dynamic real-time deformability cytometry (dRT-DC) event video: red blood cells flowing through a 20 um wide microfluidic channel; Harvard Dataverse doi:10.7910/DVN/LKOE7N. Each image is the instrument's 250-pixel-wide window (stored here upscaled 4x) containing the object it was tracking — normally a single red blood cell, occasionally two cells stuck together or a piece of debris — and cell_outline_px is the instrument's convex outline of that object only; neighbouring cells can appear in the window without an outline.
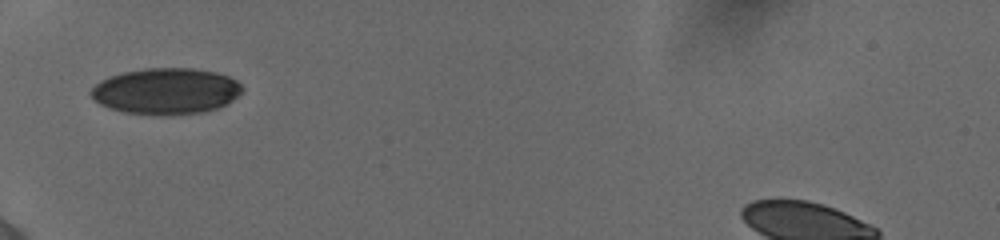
{"species": "human", "species_latin": "Homo sapiens", "temperature_condition": "cold", "stored_images_in_passage": 9, "camera_frame_rate_fps": 3000, "um_per_image_px": 0.085, "donor": {"sex": "female"}, "frame": {"image": 1, "passage_image": 1, "time_ms": 0.0, "image_size_px": [1000, 240], "cell_outline_px": [[244, 88], [232, 100], [216, 108], [204, 112], [160, 116], [124, 112], [100, 104], [88, 92], [100, 80], [108, 76], [124, 72], [144, 68], [192, 68], [216, 72], [228, 76], [236, 80]], "centroid_in_image_um": [14.09, 7.74], "position_along_channel_um": 70.9, "area_um2": 40.69}}
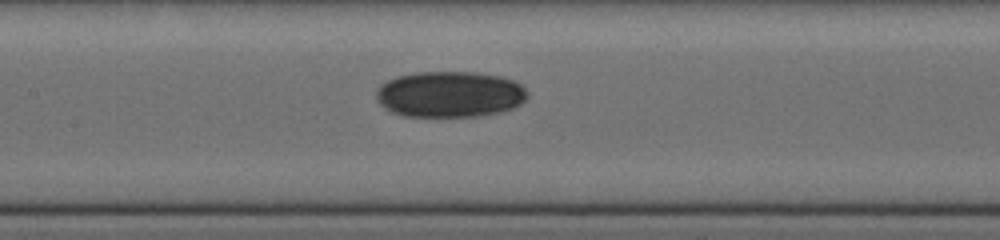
{"frame": {"image": 2, "passage_image": 6, "time_ms": 2.667, "image_size_px": [1000, 240], "cell_outline_px": [[528, 96], [520, 104], [504, 112], [480, 116], [404, 116], [392, 112], [384, 108], [376, 100], [376, 92], [380, 84], [396, 76], [416, 72], [476, 72], [500, 76], [516, 80], [528, 92]], "centroid_in_image_um": [38.24, 8.01], "position_along_channel_um": 169.2, "area_um2": 40.98}}
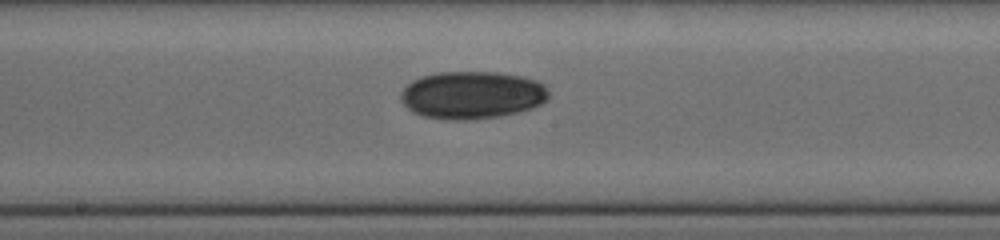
{"frame": {"image": 3, "passage_image": 8, "time_ms": 3.667, "image_size_px": [1000, 240], "cell_outline_px": [[548, 100], [532, 108], [500, 116], [464, 120], [456, 120], [424, 116], [412, 112], [400, 100], [400, 92], [412, 80], [420, 76], [436, 72], [496, 72], [524, 76], [536, 80], [544, 84], [548, 92]], "centroid_in_image_um": [40.12, 8.06], "position_along_channel_um": 208.1, "area_um2": 41.15}}